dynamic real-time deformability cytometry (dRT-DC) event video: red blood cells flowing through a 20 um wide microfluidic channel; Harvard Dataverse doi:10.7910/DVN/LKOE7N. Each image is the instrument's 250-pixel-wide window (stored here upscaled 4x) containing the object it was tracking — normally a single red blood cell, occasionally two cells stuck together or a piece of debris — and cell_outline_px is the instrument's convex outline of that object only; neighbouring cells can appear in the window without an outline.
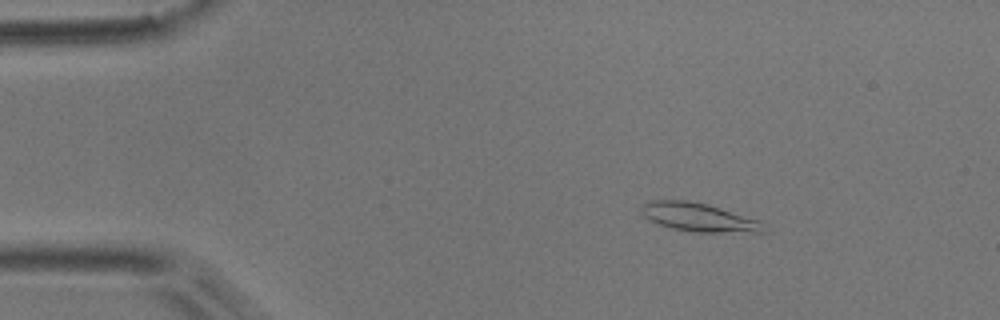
{"species": "common noctule bat (a hibernating species)", "species_latin": "Nyctalus noctula", "temperature_condition": "room temperature", "stored_images_in_passage": 4, "camera_frame_rate_fps": 3000, "um_per_image_px": 0.085, "animal": {"sex": "male", "body_mass_g": 17.9}, "frame": {"image": 1, "passage_image": 2, "time_ms": 0.333, "image_size_px": [1000, 320], "cell_outline_px": [[768, 232], [696, 232], [672, 228], [648, 220], [644, 216], [640, 208], [644, 204], [652, 200], [684, 200], [708, 204], [760, 220]], "centroid_in_image_um": [59.41, 18.47], "position_along_channel_um": 25.6, "area_um2": 20.23}}